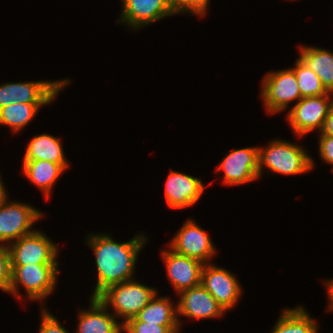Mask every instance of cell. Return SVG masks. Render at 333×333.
Masks as SVG:
<instances>
[{
  "mask_svg": "<svg viewBox=\"0 0 333 333\" xmlns=\"http://www.w3.org/2000/svg\"><path fill=\"white\" fill-rule=\"evenodd\" d=\"M260 88V97L267 114L285 112L289 104L302 98L291 68L268 72L264 75Z\"/></svg>",
  "mask_w": 333,
  "mask_h": 333,
  "instance_id": "5b68a950",
  "label": "cell"
},
{
  "mask_svg": "<svg viewBox=\"0 0 333 333\" xmlns=\"http://www.w3.org/2000/svg\"><path fill=\"white\" fill-rule=\"evenodd\" d=\"M318 154H320V158L326 164L332 165L333 171V137L329 135H318Z\"/></svg>",
  "mask_w": 333,
  "mask_h": 333,
  "instance_id": "f1b7e54d",
  "label": "cell"
},
{
  "mask_svg": "<svg viewBox=\"0 0 333 333\" xmlns=\"http://www.w3.org/2000/svg\"><path fill=\"white\" fill-rule=\"evenodd\" d=\"M201 285L225 312L233 309L243 295V289L237 277L226 268H221L213 263L204 265Z\"/></svg>",
  "mask_w": 333,
  "mask_h": 333,
  "instance_id": "4fadbf2b",
  "label": "cell"
},
{
  "mask_svg": "<svg viewBox=\"0 0 333 333\" xmlns=\"http://www.w3.org/2000/svg\"><path fill=\"white\" fill-rule=\"evenodd\" d=\"M297 79L301 97H316L329 92L323 86L319 76L311 70L299 57L291 68Z\"/></svg>",
  "mask_w": 333,
  "mask_h": 333,
  "instance_id": "cb8c5ba5",
  "label": "cell"
},
{
  "mask_svg": "<svg viewBox=\"0 0 333 333\" xmlns=\"http://www.w3.org/2000/svg\"><path fill=\"white\" fill-rule=\"evenodd\" d=\"M298 48L299 58L319 76L325 89L333 93V52L313 45Z\"/></svg>",
  "mask_w": 333,
  "mask_h": 333,
  "instance_id": "ffe728a7",
  "label": "cell"
},
{
  "mask_svg": "<svg viewBox=\"0 0 333 333\" xmlns=\"http://www.w3.org/2000/svg\"><path fill=\"white\" fill-rule=\"evenodd\" d=\"M165 199L170 209H184L199 201L207 185L202 180L171 169L165 181Z\"/></svg>",
  "mask_w": 333,
  "mask_h": 333,
  "instance_id": "2e32d148",
  "label": "cell"
},
{
  "mask_svg": "<svg viewBox=\"0 0 333 333\" xmlns=\"http://www.w3.org/2000/svg\"><path fill=\"white\" fill-rule=\"evenodd\" d=\"M141 283L133 279L111 285L101 292L97 299L107 309L112 308V314L122 319L121 323L124 324L135 317L158 292V289Z\"/></svg>",
  "mask_w": 333,
  "mask_h": 333,
  "instance_id": "3957f363",
  "label": "cell"
},
{
  "mask_svg": "<svg viewBox=\"0 0 333 333\" xmlns=\"http://www.w3.org/2000/svg\"><path fill=\"white\" fill-rule=\"evenodd\" d=\"M319 135H329L333 137V103L329 109L328 115Z\"/></svg>",
  "mask_w": 333,
  "mask_h": 333,
  "instance_id": "f546056e",
  "label": "cell"
},
{
  "mask_svg": "<svg viewBox=\"0 0 333 333\" xmlns=\"http://www.w3.org/2000/svg\"><path fill=\"white\" fill-rule=\"evenodd\" d=\"M280 314L271 333H318L320 329L302 306L284 309Z\"/></svg>",
  "mask_w": 333,
  "mask_h": 333,
  "instance_id": "7402d4cb",
  "label": "cell"
},
{
  "mask_svg": "<svg viewBox=\"0 0 333 333\" xmlns=\"http://www.w3.org/2000/svg\"><path fill=\"white\" fill-rule=\"evenodd\" d=\"M1 175V174H0ZM2 177L0 176V205L5 202L9 197L8 192L6 191V187L4 186V182L1 179Z\"/></svg>",
  "mask_w": 333,
  "mask_h": 333,
  "instance_id": "1f68e13d",
  "label": "cell"
},
{
  "mask_svg": "<svg viewBox=\"0 0 333 333\" xmlns=\"http://www.w3.org/2000/svg\"><path fill=\"white\" fill-rule=\"evenodd\" d=\"M174 252L197 259L204 264L210 263L217 249L208 233L188 218L168 243Z\"/></svg>",
  "mask_w": 333,
  "mask_h": 333,
  "instance_id": "8fae6325",
  "label": "cell"
},
{
  "mask_svg": "<svg viewBox=\"0 0 333 333\" xmlns=\"http://www.w3.org/2000/svg\"><path fill=\"white\" fill-rule=\"evenodd\" d=\"M228 152L214 171H223V184L239 186L259 179L258 146Z\"/></svg>",
  "mask_w": 333,
  "mask_h": 333,
  "instance_id": "30bf717a",
  "label": "cell"
},
{
  "mask_svg": "<svg viewBox=\"0 0 333 333\" xmlns=\"http://www.w3.org/2000/svg\"><path fill=\"white\" fill-rule=\"evenodd\" d=\"M332 103L331 92L316 97H304L296 102L286 115L294 135L302 137L314 130L319 134Z\"/></svg>",
  "mask_w": 333,
  "mask_h": 333,
  "instance_id": "52a82bcc",
  "label": "cell"
},
{
  "mask_svg": "<svg viewBox=\"0 0 333 333\" xmlns=\"http://www.w3.org/2000/svg\"><path fill=\"white\" fill-rule=\"evenodd\" d=\"M161 257L165 264L167 278L176 295L201 284L204 263L178 254L172 249L162 250Z\"/></svg>",
  "mask_w": 333,
  "mask_h": 333,
  "instance_id": "5bb4252c",
  "label": "cell"
},
{
  "mask_svg": "<svg viewBox=\"0 0 333 333\" xmlns=\"http://www.w3.org/2000/svg\"><path fill=\"white\" fill-rule=\"evenodd\" d=\"M51 103H12L0 108V125H6L12 133L22 131L38 114L40 108Z\"/></svg>",
  "mask_w": 333,
  "mask_h": 333,
  "instance_id": "603a6c76",
  "label": "cell"
},
{
  "mask_svg": "<svg viewBox=\"0 0 333 333\" xmlns=\"http://www.w3.org/2000/svg\"><path fill=\"white\" fill-rule=\"evenodd\" d=\"M71 81L4 82L0 85V108L12 103H53V100Z\"/></svg>",
  "mask_w": 333,
  "mask_h": 333,
  "instance_id": "8992f818",
  "label": "cell"
},
{
  "mask_svg": "<svg viewBox=\"0 0 333 333\" xmlns=\"http://www.w3.org/2000/svg\"><path fill=\"white\" fill-rule=\"evenodd\" d=\"M12 280L11 258L8 245L0 243V290L9 293Z\"/></svg>",
  "mask_w": 333,
  "mask_h": 333,
  "instance_id": "4316f807",
  "label": "cell"
},
{
  "mask_svg": "<svg viewBox=\"0 0 333 333\" xmlns=\"http://www.w3.org/2000/svg\"><path fill=\"white\" fill-rule=\"evenodd\" d=\"M175 10L180 14H191L198 17L206 15L210 0H172Z\"/></svg>",
  "mask_w": 333,
  "mask_h": 333,
  "instance_id": "484cf974",
  "label": "cell"
},
{
  "mask_svg": "<svg viewBox=\"0 0 333 333\" xmlns=\"http://www.w3.org/2000/svg\"><path fill=\"white\" fill-rule=\"evenodd\" d=\"M88 309L78 311V326L75 333H122L123 324L97 297L89 298Z\"/></svg>",
  "mask_w": 333,
  "mask_h": 333,
  "instance_id": "e0dca14e",
  "label": "cell"
},
{
  "mask_svg": "<svg viewBox=\"0 0 333 333\" xmlns=\"http://www.w3.org/2000/svg\"><path fill=\"white\" fill-rule=\"evenodd\" d=\"M127 333H180V326H160L139 321L136 317L123 324V331Z\"/></svg>",
  "mask_w": 333,
  "mask_h": 333,
  "instance_id": "d4e9b609",
  "label": "cell"
},
{
  "mask_svg": "<svg viewBox=\"0 0 333 333\" xmlns=\"http://www.w3.org/2000/svg\"><path fill=\"white\" fill-rule=\"evenodd\" d=\"M139 321L160 326H180L177 305L167 296L156 295L135 316Z\"/></svg>",
  "mask_w": 333,
  "mask_h": 333,
  "instance_id": "44dd1931",
  "label": "cell"
},
{
  "mask_svg": "<svg viewBox=\"0 0 333 333\" xmlns=\"http://www.w3.org/2000/svg\"><path fill=\"white\" fill-rule=\"evenodd\" d=\"M11 266L31 264H60L58 245L49 236L39 230H34L17 241L8 245Z\"/></svg>",
  "mask_w": 333,
  "mask_h": 333,
  "instance_id": "ba28073f",
  "label": "cell"
},
{
  "mask_svg": "<svg viewBox=\"0 0 333 333\" xmlns=\"http://www.w3.org/2000/svg\"><path fill=\"white\" fill-rule=\"evenodd\" d=\"M59 264H31L23 266H11L12 268V280L9 288V294L21 298L19 287H22L26 291L29 301H40L41 305H44V299L51 296L57 286L58 281V269ZM54 290V291H53Z\"/></svg>",
  "mask_w": 333,
  "mask_h": 333,
  "instance_id": "277c9868",
  "label": "cell"
},
{
  "mask_svg": "<svg viewBox=\"0 0 333 333\" xmlns=\"http://www.w3.org/2000/svg\"><path fill=\"white\" fill-rule=\"evenodd\" d=\"M258 159L259 178L266 168L268 172L289 176L308 173L315 167V160L303 146L278 138L270 141L266 148L258 147Z\"/></svg>",
  "mask_w": 333,
  "mask_h": 333,
  "instance_id": "7a4b0ae2",
  "label": "cell"
},
{
  "mask_svg": "<svg viewBox=\"0 0 333 333\" xmlns=\"http://www.w3.org/2000/svg\"><path fill=\"white\" fill-rule=\"evenodd\" d=\"M178 296L180 298L176 305L180 327L183 325L181 316L201 320L220 318L225 314L222 307L201 284L182 291Z\"/></svg>",
  "mask_w": 333,
  "mask_h": 333,
  "instance_id": "9a60e30c",
  "label": "cell"
},
{
  "mask_svg": "<svg viewBox=\"0 0 333 333\" xmlns=\"http://www.w3.org/2000/svg\"><path fill=\"white\" fill-rule=\"evenodd\" d=\"M138 233L126 242L113 239L108 233H93L86 238L96 263L97 281L90 297H97L107 287L135 279L138 255L145 247L147 235Z\"/></svg>",
  "mask_w": 333,
  "mask_h": 333,
  "instance_id": "6da1fadb",
  "label": "cell"
},
{
  "mask_svg": "<svg viewBox=\"0 0 333 333\" xmlns=\"http://www.w3.org/2000/svg\"><path fill=\"white\" fill-rule=\"evenodd\" d=\"M22 173L39 190L43 191L45 199L51 198V191L57 179L63 175L66 168L62 164L46 160H22Z\"/></svg>",
  "mask_w": 333,
  "mask_h": 333,
  "instance_id": "ac0fdd59",
  "label": "cell"
},
{
  "mask_svg": "<svg viewBox=\"0 0 333 333\" xmlns=\"http://www.w3.org/2000/svg\"><path fill=\"white\" fill-rule=\"evenodd\" d=\"M121 5L122 10L117 22L126 24L133 31L179 14L172 0H121Z\"/></svg>",
  "mask_w": 333,
  "mask_h": 333,
  "instance_id": "7c38bea8",
  "label": "cell"
},
{
  "mask_svg": "<svg viewBox=\"0 0 333 333\" xmlns=\"http://www.w3.org/2000/svg\"><path fill=\"white\" fill-rule=\"evenodd\" d=\"M325 283L324 286H325V290H327V298H328V305H327V310L330 312L333 311V279H327L326 282H323Z\"/></svg>",
  "mask_w": 333,
  "mask_h": 333,
  "instance_id": "4dcf8cb0",
  "label": "cell"
},
{
  "mask_svg": "<svg viewBox=\"0 0 333 333\" xmlns=\"http://www.w3.org/2000/svg\"><path fill=\"white\" fill-rule=\"evenodd\" d=\"M43 216L41 211L30 204L7 199L0 205V243L9 245L32 233L35 230L32 228L34 223Z\"/></svg>",
  "mask_w": 333,
  "mask_h": 333,
  "instance_id": "9c48e42d",
  "label": "cell"
},
{
  "mask_svg": "<svg viewBox=\"0 0 333 333\" xmlns=\"http://www.w3.org/2000/svg\"><path fill=\"white\" fill-rule=\"evenodd\" d=\"M62 146L60 139L50 134L36 135L28 142L22 160H46L62 164L67 169L70 163L64 155Z\"/></svg>",
  "mask_w": 333,
  "mask_h": 333,
  "instance_id": "d6986e66",
  "label": "cell"
},
{
  "mask_svg": "<svg viewBox=\"0 0 333 333\" xmlns=\"http://www.w3.org/2000/svg\"><path fill=\"white\" fill-rule=\"evenodd\" d=\"M39 327V333H69V330L61 325L56 316L47 311L45 305L41 307V323Z\"/></svg>",
  "mask_w": 333,
  "mask_h": 333,
  "instance_id": "83f0119b",
  "label": "cell"
}]
</instances>
